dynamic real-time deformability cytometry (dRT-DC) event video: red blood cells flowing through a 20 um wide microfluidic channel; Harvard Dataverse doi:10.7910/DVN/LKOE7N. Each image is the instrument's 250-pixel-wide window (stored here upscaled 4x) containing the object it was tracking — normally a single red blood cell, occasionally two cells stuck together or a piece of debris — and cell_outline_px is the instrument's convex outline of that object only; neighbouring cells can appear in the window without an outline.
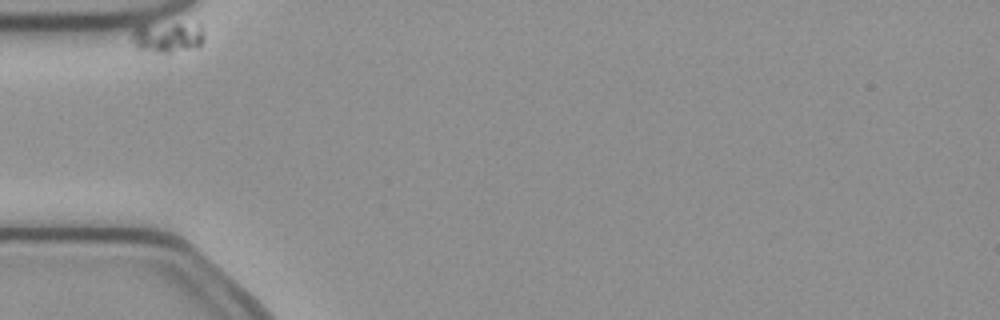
{"species": "common noctule bat (a hibernating species)", "species_latin": "Nyctalus noctula", "temperature_condition": "cold", "stored_images_in_passage": 2, "camera_frame_rate_fps": 3000, "um_per_image_px": 0.085, "animal": {"sex": "female", "body_mass_g": 21.9}, "frame": {"image": 1, "passage_image": 1, "time_ms": 0.0, "image_size_px": [1000, 320], "cell_outline_px": [[204, 40], [196, 48], [168, 52], [160, 52], [136, 48], [132, 40], [132, 32], [136, 28], [200, 20], [204, 36]], "centroid_in_image_um": [14.38, 3.13], "position_along_channel_um": 70.6, "area_um2": 12.83}}